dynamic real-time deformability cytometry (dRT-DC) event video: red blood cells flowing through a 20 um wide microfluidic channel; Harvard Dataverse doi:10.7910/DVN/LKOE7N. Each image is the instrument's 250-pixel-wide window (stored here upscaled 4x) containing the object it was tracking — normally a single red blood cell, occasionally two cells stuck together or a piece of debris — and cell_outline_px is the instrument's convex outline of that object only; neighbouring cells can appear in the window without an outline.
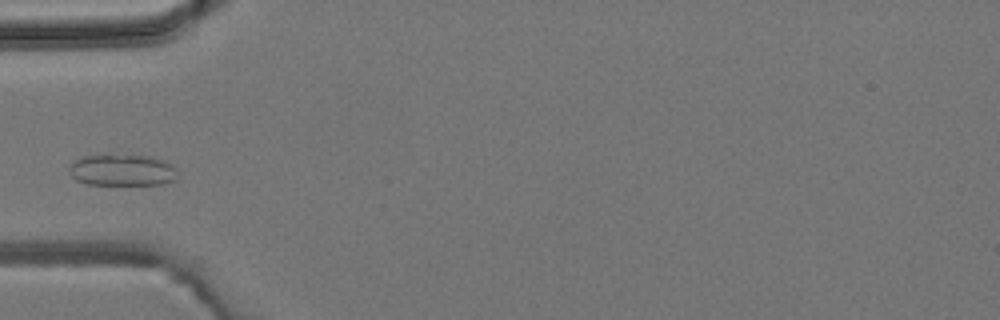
{"species": "common noctule bat (a hibernating species)", "species_latin": "Nyctalus noctula", "temperature_condition": "room temperature", "stored_images_in_passage": 2, "camera_frame_rate_fps": 3000, "um_per_image_px": 0.085, "animal": {"sex": "male", "body_mass_g": 19.2, "forearm_length_mm": 51.8}, "frame": {"image": 1, "passage_image": 2, "time_ms": 1.0, "image_size_px": [1000, 320], "cell_outline_px": [[176, 176], [172, 180], [160, 184], [88, 184], [76, 180], [68, 172], [68, 168], [80, 156], [152, 156], [164, 160], [172, 164]], "centroid_in_image_um": [10.35, 14.46], "position_along_channel_um": 74.6, "area_um2": 19.42}}